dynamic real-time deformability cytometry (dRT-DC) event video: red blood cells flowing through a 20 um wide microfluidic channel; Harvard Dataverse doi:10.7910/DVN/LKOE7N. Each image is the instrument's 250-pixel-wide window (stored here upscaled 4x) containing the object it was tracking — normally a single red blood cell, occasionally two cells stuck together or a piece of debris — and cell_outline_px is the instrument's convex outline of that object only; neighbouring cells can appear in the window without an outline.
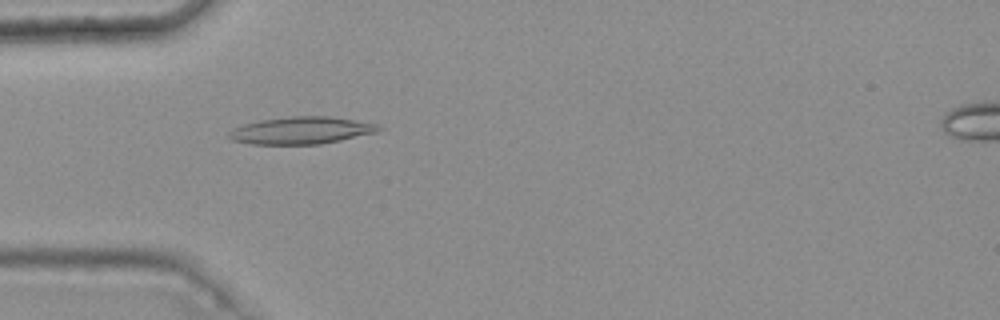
{"species": "common noctule bat (a hibernating species)", "species_latin": "Nyctalus noctula", "temperature_condition": "warm", "stored_images_in_passage": 5, "camera_frame_rate_fps": 3000, "um_per_image_px": 0.085, "animal": {"sex": "female", "body_mass_g": 25.1}, "frame": {"image": 1, "passage_image": 5, "time_ms": 1.333, "image_size_px": [1000, 320], "cell_outline_px": [[384, 128], [380, 132], [320, 144], [252, 144], [232, 140], [228, 136], [228, 132], [232, 128], [244, 124], [260, 120], [292, 116], [332, 116], [380, 124]], "centroid_in_image_um": [25.67, 11.08], "position_along_channel_um": 59.3, "area_um2": 23.99}}